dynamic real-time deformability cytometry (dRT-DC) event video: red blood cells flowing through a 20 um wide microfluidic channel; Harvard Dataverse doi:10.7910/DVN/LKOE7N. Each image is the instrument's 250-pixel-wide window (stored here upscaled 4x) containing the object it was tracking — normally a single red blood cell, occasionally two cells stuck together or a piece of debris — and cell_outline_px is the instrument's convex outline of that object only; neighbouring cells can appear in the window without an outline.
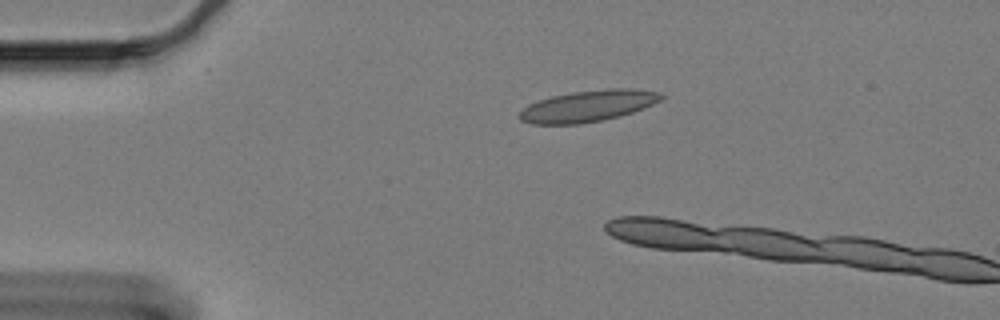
{"species": "Egyptian fruit bat (a non-hibernating species)", "species_latin": "Rousettus aegyptiacus", "temperature_condition": "cold", "stored_images_in_passage": 3, "camera_frame_rate_fps": 3000, "um_per_image_px": 0.085, "animal": {"sex": "female"}, "frame": {"image": 1, "passage_image": 1, "time_ms": 0.0, "image_size_px": [1000, 320], "cell_outline_px": [[664, 96], [660, 100], [644, 108], [620, 116], [604, 120], [580, 124], [532, 124], [520, 120], [516, 116], [528, 104], [552, 96], [572, 92], [604, 88], [636, 88], [660, 92]], "centroid_in_image_um": [49.99, 9.0], "position_along_channel_um": 35.0, "area_um2": 26.13}}